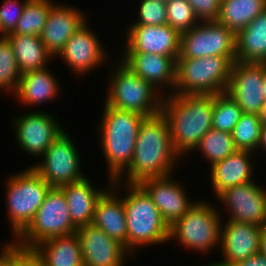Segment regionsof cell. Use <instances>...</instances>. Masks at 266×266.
Returning <instances> with one entry per match:
<instances>
[{"instance_id":"cell-1","label":"cell","mask_w":266,"mask_h":266,"mask_svg":"<svg viewBox=\"0 0 266 266\" xmlns=\"http://www.w3.org/2000/svg\"><path fill=\"white\" fill-rule=\"evenodd\" d=\"M177 158L180 155L173 148L165 116L160 113L145 118L137 134L133 160L125 170L127 184L171 175Z\"/></svg>"},{"instance_id":"cell-2","label":"cell","mask_w":266,"mask_h":266,"mask_svg":"<svg viewBox=\"0 0 266 266\" xmlns=\"http://www.w3.org/2000/svg\"><path fill=\"white\" fill-rule=\"evenodd\" d=\"M164 97L161 113L168 121L172 145L181 156L196 149L212 128L214 94H174Z\"/></svg>"},{"instance_id":"cell-3","label":"cell","mask_w":266,"mask_h":266,"mask_svg":"<svg viewBox=\"0 0 266 266\" xmlns=\"http://www.w3.org/2000/svg\"><path fill=\"white\" fill-rule=\"evenodd\" d=\"M101 121V145L109 169V180L118 181L133 160L137 134L146 118L105 104Z\"/></svg>"},{"instance_id":"cell-4","label":"cell","mask_w":266,"mask_h":266,"mask_svg":"<svg viewBox=\"0 0 266 266\" xmlns=\"http://www.w3.org/2000/svg\"><path fill=\"white\" fill-rule=\"evenodd\" d=\"M129 194L123 198L128 251L137 246L159 244L169 240V226L147 192L139 184H127Z\"/></svg>"},{"instance_id":"cell-5","label":"cell","mask_w":266,"mask_h":266,"mask_svg":"<svg viewBox=\"0 0 266 266\" xmlns=\"http://www.w3.org/2000/svg\"><path fill=\"white\" fill-rule=\"evenodd\" d=\"M232 65L233 62L225 56L177 58L175 94L215 95L226 92Z\"/></svg>"},{"instance_id":"cell-6","label":"cell","mask_w":266,"mask_h":266,"mask_svg":"<svg viewBox=\"0 0 266 266\" xmlns=\"http://www.w3.org/2000/svg\"><path fill=\"white\" fill-rule=\"evenodd\" d=\"M114 70L117 72L111 77L106 105L146 118L161 113L163 97L151 83L137 76L123 62Z\"/></svg>"},{"instance_id":"cell-7","label":"cell","mask_w":266,"mask_h":266,"mask_svg":"<svg viewBox=\"0 0 266 266\" xmlns=\"http://www.w3.org/2000/svg\"><path fill=\"white\" fill-rule=\"evenodd\" d=\"M6 186L8 219L17 238L33 221L52 187L32 167L9 177Z\"/></svg>"},{"instance_id":"cell-8","label":"cell","mask_w":266,"mask_h":266,"mask_svg":"<svg viewBox=\"0 0 266 266\" xmlns=\"http://www.w3.org/2000/svg\"><path fill=\"white\" fill-rule=\"evenodd\" d=\"M77 227L70 218L67 200L63 191L52 187L33 221L18 236L16 243L26 248H35L41 242L50 238L76 233Z\"/></svg>"},{"instance_id":"cell-9","label":"cell","mask_w":266,"mask_h":266,"mask_svg":"<svg viewBox=\"0 0 266 266\" xmlns=\"http://www.w3.org/2000/svg\"><path fill=\"white\" fill-rule=\"evenodd\" d=\"M206 202H196L180 219L169 226V239L176 238L187 248L206 253L220 243L221 217Z\"/></svg>"},{"instance_id":"cell-10","label":"cell","mask_w":266,"mask_h":266,"mask_svg":"<svg viewBox=\"0 0 266 266\" xmlns=\"http://www.w3.org/2000/svg\"><path fill=\"white\" fill-rule=\"evenodd\" d=\"M225 56L236 61V34L218 21L201 22L181 33L178 58Z\"/></svg>"},{"instance_id":"cell-11","label":"cell","mask_w":266,"mask_h":266,"mask_svg":"<svg viewBox=\"0 0 266 266\" xmlns=\"http://www.w3.org/2000/svg\"><path fill=\"white\" fill-rule=\"evenodd\" d=\"M44 161L32 168L51 187H60L85 179L80 173L79 154L65 130L52 142L42 155Z\"/></svg>"},{"instance_id":"cell-12","label":"cell","mask_w":266,"mask_h":266,"mask_svg":"<svg viewBox=\"0 0 266 266\" xmlns=\"http://www.w3.org/2000/svg\"><path fill=\"white\" fill-rule=\"evenodd\" d=\"M264 78L265 63L235 61L225 93L237 102L243 113L259 115L265 104Z\"/></svg>"},{"instance_id":"cell-13","label":"cell","mask_w":266,"mask_h":266,"mask_svg":"<svg viewBox=\"0 0 266 266\" xmlns=\"http://www.w3.org/2000/svg\"><path fill=\"white\" fill-rule=\"evenodd\" d=\"M217 197L229 208L230 217L227 221L264 226L266 222V191L254 182L228 187Z\"/></svg>"},{"instance_id":"cell-14","label":"cell","mask_w":266,"mask_h":266,"mask_svg":"<svg viewBox=\"0 0 266 266\" xmlns=\"http://www.w3.org/2000/svg\"><path fill=\"white\" fill-rule=\"evenodd\" d=\"M128 30L124 53L160 54L175 62L180 55L181 34L168 24L132 25Z\"/></svg>"},{"instance_id":"cell-15","label":"cell","mask_w":266,"mask_h":266,"mask_svg":"<svg viewBox=\"0 0 266 266\" xmlns=\"http://www.w3.org/2000/svg\"><path fill=\"white\" fill-rule=\"evenodd\" d=\"M17 141L29 155L41 156L64 131L52 115L43 112L25 113L13 122Z\"/></svg>"},{"instance_id":"cell-16","label":"cell","mask_w":266,"mask_h":266,"mask_svg":"<svg viewBox=\"0 0 266 266\" xmlns=\"http://www.w3.org/2000/svg\"><path fill=\"white\" fill-rule=\"evenodd\" d=\"M84 266H124L129 251L93 224L77 228Z\"/></svg>"},{"instance_id":"cell-17","label":"cell","mask_w":266,"mask_h":266,"mask_svg":"<svg viewBox=\"0 0 266 266\" xmlns=\"http://www.w3.org/2000/svg\"><path fill=\"white\" fill-rule=\"evenodd\" d=\"M263 227L244 222L227 221L221 226L220 248L224 260L209 266H230L259 253Z\"/></svg>"},{"instance_id":"cell-18","label":"cell","mask_w":266,"mask_h":266,"mask_svg":"<svg viewBox=\"0 0 266 266\" xmlns=\"http://www.w3.org/2000/svg\"><path fill=\"white\" fill-rule=\"evenodd\" d=\"M139 185L150 196L168 226L183 217L194 205L187 199L182 185L171 180L170 175L146 179Z\"/></svg>"},{"instance_id":"cell-19","label":"cell","mask_w":266,"mask_h":266,"mask_svg":"<svg viewBox=\"0 0 266 266\" xmlns=\"http://www.w3.org/2000/svg\"><path fill=\"white\" fill-rule=\"evenodd\" d=\"M84 14L73 7L53 4L40 39L47 52L58 56L66 42L86 22Z\"/></svg>"},{"instance_id":"cell-20","label":"cell","mask_w":266,"mask_h":266,"mask_svg":"<svg viewBox=\"0 0 266 266\" xmlns=\"http://www.w3.org/2000/svg\"><path fill=\"white\" fill-rule=\"evenodd\" d=\"M86 22L66 42L60 56L63 57L75 73L85 74L102 64L106 59L105 50L101 47V41L88 29ZM85 72V73H84Z\"/></svg>"},{"instance_id":"cell-21","label":"cell","mask_w":266,"mask_h":266,"mask_svg":"<svg viewBox=\"0 0 266 266\" xmlns=\"http://www.w3.org/2000/svg\"><path fill=\"white\" fill-rule=\"evenodd\" d=\"M118 182L113 180L110 191L106 192L105 190L98 199L92 224L100 228L110 238L116 240L128 250V231L123 200L115 195L117 193H114L117 190L118 184H120Z\"/></svg>"},{"instance_id":"cell-22","label":"cell","mask_w":266,"mask_h":266,"mask_svg":"<svg viewBox=\"0 0 266 266\" xmlns=\"http://www.w3.org/2000/svg\"><path fill=\"white\" fill-rule=\"evenodd\" d=\"M123 55L121 61L156 89H159L158 84L160 87L163 84L175 85L176 62L171 57L148 53H124Z\"/></svg>"},{"instance_id":"cell-23","label":"cell","mask_w":266,"mask_h":266,"mask_svg":"<svg viewBox=\"0 0 266 266\" xmlns=\"http://www.w3.org/2000/svg\"><path fill=\"white\" fill-rule=\"evenodd\" d=\"M253 153L247 150H236L222 161L211 166V181L216 196L228 187L245 184L251 180Z\"/></svg>"},{"instance_id":"cell-24","label":"cell","mask_w":266,"mask_h":266,"mask_svg":"<svg viewBox=\"0 0 266 266\" xmlns=\"http://www.w3.org/2000/svg\"><path fill=\"white\" fill-rule=\"evenodd\" d=\"M91 184L88 178H85L59 187L67 200L72 223L77 228L92 224L96 203L105 192L92 188Z\"/></svg>"},{"instance_id":"cell-25","label":"cell","mask_w":266,"mask_h":266,"mask_svg":"<svg viewBox=\"0 0 266 266\" xmlns=\"http://www.w3.org/2000/svg\"><path fill=\"white\" fill-rule=\"evenodd\" d=\"M236 61L266 63V9L236 33Z\"/></svg>"},{"instance_id":"cell-26","label":"cell","mask_w":266,"mask_h":266,"mask_svg":"<svg viewBox=\"0 0 266 266\" xmlns=\"http://www.w3.org/2000/svg\"><path fill=\"white\" fill-rule=\"evenodd\" d=\"M34 249L41 256L44 266H84L76 233L50 238Z\"/></svg>"},{"instance_id":"cell-27","label":"cell","mask_w":266,"mask_h":266,"mask_svg":"<svg viewBox=\"0 0 266 266\" xmlns=\"http://www.w3.org/2000/svg\"><path fill=\"white\" fill-rule=\"evenodd\" d=\"M59 89L58 81L46 67L22 73L16 95L25 104L38 105L53 99Z\"/></svg>"},{"instance_id":"cell-28","label":"cell","mask_w":266,"mask_h":266,"mask_svg":"<svg viewBox=\"0 0 266 266\" xmlns=\"http://www.w3.org/2000/svg\"><path fill=\"white\" fill-rule=\"evenodd\" d=\"M18 68L22 73L32 70L44 69L49 57L45 45L39 36L8 34Z\"/></svg>"},{"instance_id":"cell-29","label":"cell","mask_w":266,"mask_h":266,"mask_svg":"<svg viewBox=\"0 0 266 266\" xmlns=\"http://www.w3.org/2000/svg\"><path fill=\"white\" fill-rule=\"evenodd\" d=\"M265 9L266 0H221L218 22L236 34Z\"/></svg>"},{"instance_id":"cell-30","label":"cell","mask_w":266,"mask_h":266,"mask_svg":"<svg viewBox=\"0 0 266 266\" xmlns=\"http://www.w3.org/2000/svg\"><path fill=\"white\" fill-rule=\"evenodd\" d=\"M52 5L50 0H28L15 30L10 34L40 36Z\"/></svg>"},{"instance_id":"cell-31","label":"cell","mask_w":266,"mask_h":266,"mask_svg":"<svg viewBox=\"0 0 266 266\" xmlns=\"http://www.w3.org/2000/svg\"><path fill=\"white\" fill-rule=\"evenodd\" d=\"M197 147L203 151L205 158L211 162V166L237 150L233 143L232 133L222 132L214 128H211L201 138Z\"/></svg>"},{"instance_id":"cell-32","label":"cell","mask_w":266,"mask_h":266,"mask_svg":"<svg viewBox=\"0 0 266 266\" xmlns=\"http://www.w3.org/2000/svg\"><path fill=\"white\" fill-rule=\"evenodd\" d=\"M261 128L259 115L243 113L232 131L235 148L251 152L259 149Z\"/></svg>"},{"instance_id":"cell-33","label":"cell","mask_w":266,"mask_h":266,"mask_svg":"<svg viewBox=\"0 0 266 266\" xmlns=\"http://www.w3.org/2000/svg\"><path fill=\"white\" fill-rule=\"evenodd\" d=\"M242 114V109L237 102L225 92L214 95L212 128L232 133Z\"/></svg>"},{"instance_id":"cell-34","label":"cell","mask_w":266,"mask_h":266,"mask_svg":"<svg viewBox=\"0 0 266 266\" xmlns=\"http://www.w3.org/2000/svg\"><path fill=\"white\" fill-rule=\"evenodd\" d=\"M21 72L12 45L6 36L0 38V88L16 93Z\"/></svg>"},{"instance_id":"cell-35","label":"cell","mask_w":266,"mask_h":266,"mask_svg":"<svg viewBox=\"0 0 266 266\" xmlns=\"http://www.w3.org/2000/svg\"><path fill=\"white\" fill-rule=\"evenodd\" d=\"M167 24L177 30L180 34L184 33L196 25L200 24L187 0H170L166 2Z\"/></svg>"},{"instance_id":"cell-36","label":"cell","mask_w":266,"mask_h":266,"mask_svg":"<svg viewBox=\"0 0 266 266\" xmlns=\"http://www.w3.org/2000/svg\"><path fill=\"white\" fill-rule=\"evenodd\" d=\"M138 21L133 25L167 24L166 2L161 0H142L139 6Z\"/></svg>"},{"instance_id":"cell-37","label":"cell","mask_w":266,"mask_h":266,"mask_svg":"<svg viewBox=\"0 0 266 266\" xmlns=\"http://www.w3.org/2000/svg\"><path fill=\"white\" fill-rule=\"evenodd\" d=\"M27 1L20 3L16 0H5L3 2L4 4L0 6V34L6 36L15 30Z\"/></svg>"},{"instance_id":"cell-38","label":"cell","mask_w":266,"mask_h":266,"mask_svg":"<svg viewBox=\"0 0 266 266\" xmlns=\"http://www.w3.org/2000/svg\"><path fill=\"white\" fill-rule=\"evenodd\" d=\"M198 20L201 22L218 21L221 0H187Z\"/></svg>"},{"instance_id":"cell-39","label":"cell","mask_w":266,"mask_h":266,"mask_svg":"<svg viewBox=\"0 0 266 266\" xmlns=\"http://www.w3.org/2000/svg\"><path fill=\"white\" fill-rule=\"evenodd\" d=\"M16 266H44V264L34 248L22 247L16 243Z\"/></svg>"},{"instance_id":"cell-40","label":"cell","mask_w":266,"mask_h":266,"mask_svg":"<svg viewBox=\"0 0 266 266\" xmlns=\"http://www.w3.org/2000/svg\"><path fill=\"white\" fill-rule=\"evenodd\" d=\"M4 246L0 254V266H16V242Z\"/></svg>"},{"instance_id":"cell-41","label":"cell","mask_w":266,"mask_h":266,"mask_svg":"<svg viewBox=\"0 0 266 266\" xmlns=\"http://www.w3.org/2000/svg\"><path fill=\"white\" fill-rule=\"evenodd\" d=\"M230 266H266V257L259 252Z\"/></svg>"},{"instance_id":"cell-42","label":"cell","mask_w":266,"mask_h":266,"mask_svg":"<svg viewBox=\"0 0 266 266\" xmlns=\"http://www.w3.org/2000/svg\"><path fill=\"white\" fill-rule=\"evenodd\" d=\"M259 252L266 257V231H262L260 237V250Z\"/></svg>"},{"instance_id":"cell-43","label":"cell","mask_w":266,"mask_h":266,"mask_svg":"<svg viewBox=\"0 0 266 266\" xmlns=\"http://www.w3.org/2000/svg\"><path fill=\"white\" fill-rule=\"evenodd\" d=\"M259 148H264L266 150V125H262Z\"/></svg>"},{"instance_id":"cell-44","label":"cell","mask_w":266,"mask_h":266,"mask_svg":"<svg viewBox=\"0 0 266 266\" xmlns=\"http://www.w3.org/2000/svg\"><path fill=\"white\" fill-rule=\"evenodd\" d=\"M259 117H260L262 125H266V102L261 109Z\"/></svg>"},{"instance_id":"cell-45","label":"cell","mask_w":266,"mask_h":266,"mask_svg":"<svg viewBox=\"0 0 266 266\" xmlns=\"http://www.w3.org/2000/svg\"><path fill=\"white\" fill-rule=\"evenodd\" d=\"M263 95H264L265 102H266V63H265V78L263 82Z\"/></svg>"},{"instance_id":"cell-46","label":"cell","mask_w":266,"mask_h":266,"mask_svg":"<svg viewBox=\"0 0 266 266\" xmlns=\"http://www.w3.org/2000/svg\"><path fill=\"white\" fill-rule=\"evenodd\" d=\"M263 230L266 231V222H265V224L263 226Z\"/></svg>"}]
</instances>
